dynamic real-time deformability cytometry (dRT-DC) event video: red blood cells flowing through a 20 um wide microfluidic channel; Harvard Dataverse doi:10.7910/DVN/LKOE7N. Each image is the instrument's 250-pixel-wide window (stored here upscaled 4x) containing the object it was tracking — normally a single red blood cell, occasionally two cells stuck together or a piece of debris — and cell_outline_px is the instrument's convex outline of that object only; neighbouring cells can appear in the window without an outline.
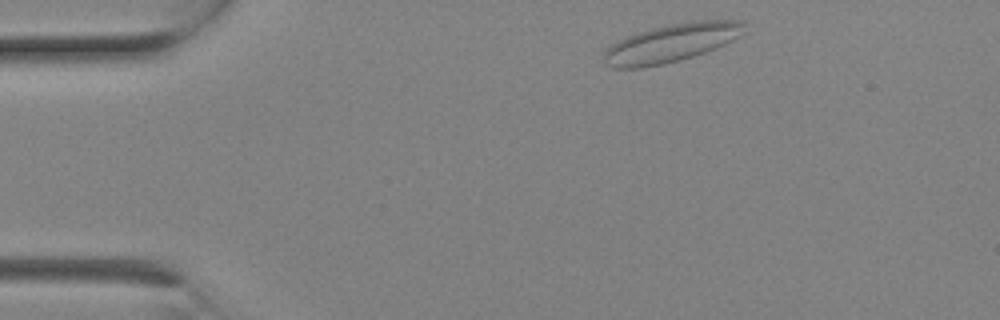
{"species": "Egyptian fruit bat (a non-hibernating species)", "species_latin": "Rousettus aegyptiacus", "temperature_condition": "room temperature", "stored_images_in_passage": 8, "camera_frame_rate_fps": 3000, "um_per_image_px": 0.085, "animal": {"sex": "female"}, "frame": {"image": 1, "passage_image": 1, "time_ms": 0.0, "image_size_px": [1000, 320], "cell_outline_px": [[748, 20], [744, 32], [740, 36], [716, 48], [680, 60], [664, 64], [644, 68], [616, 68], [604, 64], [604, 52], [616, 40], [652, 28], [668, 24], [700, 20]], "centroid_in_image_um": [57.09, 3.65], "position_along_channel_um": 27.9, "area_um2": 31.39}}
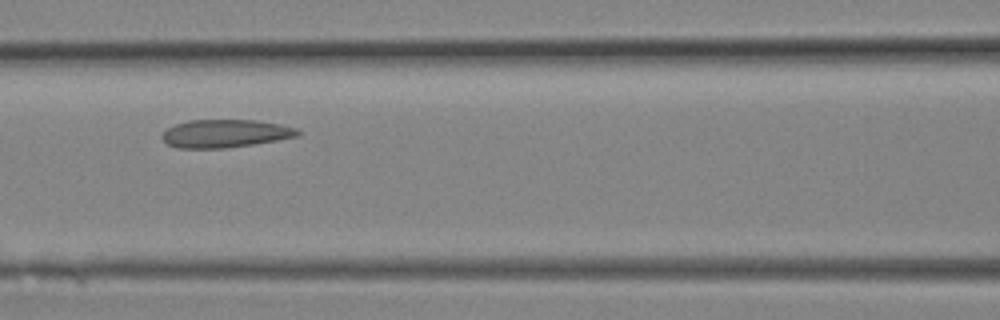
{"frame": {"image": 2, "passage_image": 7, "time_ms": 2.0, "image_size_px": [1000, 320], "cell_outline_px": [[300, 136], [252, 144], [224, 148], [176, 148], [168, 144], [160, 136], [168, 128], [176, 124], [188, 120], [256, 120], [280, 124], [296, 128], [300, 132]], "centroid_in_image_um": [19.14, 11.34], "position_along_channel_um": 147.5, "area_um2": 22.02}}
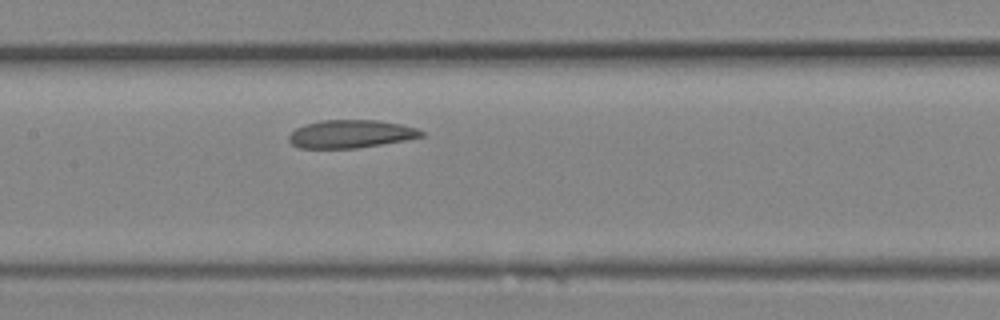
{"frame": {"image": 3, "passage_image": 8, "time_ms": 2.333, "image_size_px": [1000, 320], "cell_outline_px": [[424, 136], [404, 140], [356, 148], [300, 148], [292, 144], [288, 140], [288, 136], [296, 128], [304, 124], [320, 120], [376, 120], [400, 124], [416, 128], [424, 132]], "centroid_in_image_um": [29.78, 11.38], "position_along_channel_um": 177.6, "area_um2": 21.5}}